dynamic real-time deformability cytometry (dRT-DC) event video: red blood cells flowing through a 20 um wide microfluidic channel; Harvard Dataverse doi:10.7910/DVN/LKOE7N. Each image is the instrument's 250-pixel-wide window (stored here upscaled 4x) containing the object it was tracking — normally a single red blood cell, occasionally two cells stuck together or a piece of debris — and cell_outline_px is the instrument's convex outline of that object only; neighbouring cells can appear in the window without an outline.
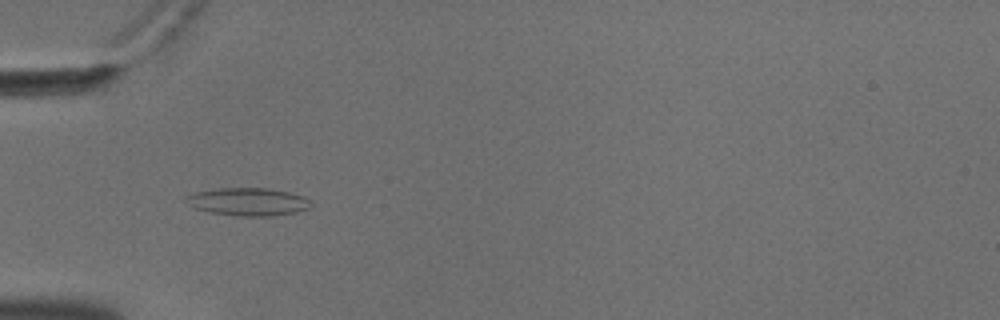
{"species": "common noctule bat (a hibernating species)", "species_latin": "Nyctalus noctula", "temperature_condition": "cold", "stored_images_in_passage": 56, "camera_frame_rate_fps": 3000, "um_per_image_px": 0.085, "animal": {"sex": "male", "body_mass_g": 18.8}, "frame": {"image": 1, "passage_image": 19, "time_ms": 6.0, "image_size_px": [1000, 320], "cell_outline_px": [[312, 204], [308, 208], [296, 212], [272, 216], [240, 216], [208, 212], [196, 208], [188, 204], [184, 200], [184, 196], [192, 192], [216, 188], [268, 188], [288, 192], [304, 196]], "centroid_in_image_um": [21.03, 17.14], "position_along_channel_um": 64.0, "area_um2": 20.4}}
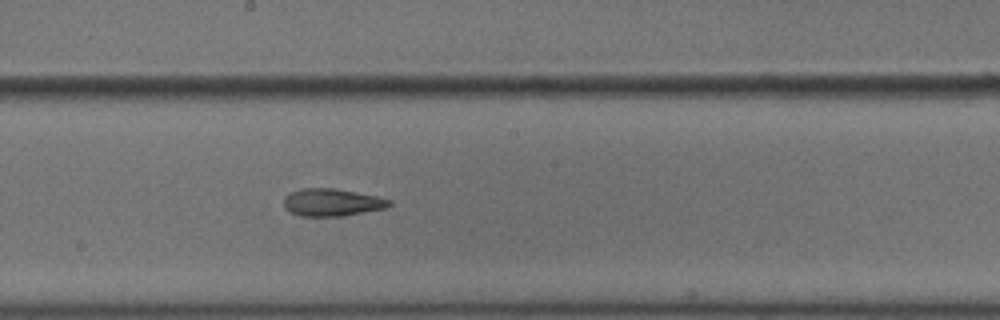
{"frame": {"image": 2, "passage_image": 32, "time_ms": 10.333, "image_size_px": [1000, 320], "cell_outline_px": [[392, 204], [384, 208], [344, 216], [300, 216], [288, 212], [284, 208], [284, 196], [288, 192], [304, 188], [336, 188], [376, 196], [392, 200]], "centroid_in_image_um": [28.17, 17.2], "position_along_channel_um": 220.0, "area_um2": 17.05}}
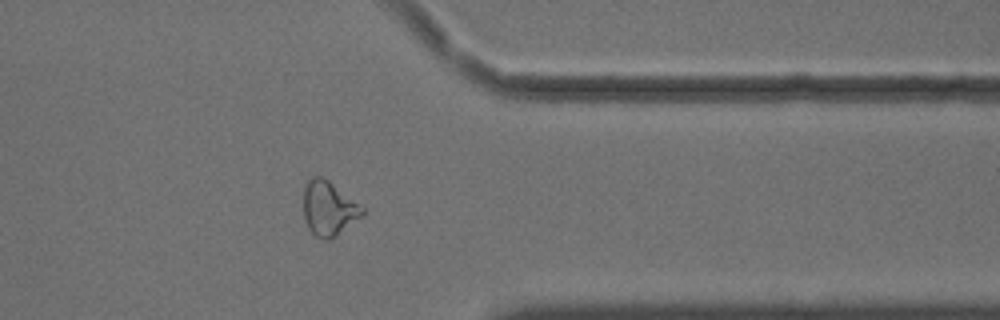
{"frame": {"image": 3, "passage_image": 46, "time_ms": 15.0, "image_size_px": [1000, 320], "cell_outline_px": [[364, 216], [336, 236], [328, 240], [324, 240], [316, 236], [308, 228], [304, 220], [304, 188], [308, 180], [312, 176], [320, 176], [328, 180], [364, 204]], "centroid_in_image_um": [28.0, 17.71], "position_along_channel_um": 383.4, "area_um2": 19.19}, "authors_computed_cell_mechanics": {"area_um2": 19.1029, "velocity_mm_per_s": 3.6505, "shape_relaxation_time_tau1_ms": null, "shape_relaxation_time_tau2_ms": 3.1435, "deformation_change_tau1": null, "deformation_change_tau2": 0.1214}}